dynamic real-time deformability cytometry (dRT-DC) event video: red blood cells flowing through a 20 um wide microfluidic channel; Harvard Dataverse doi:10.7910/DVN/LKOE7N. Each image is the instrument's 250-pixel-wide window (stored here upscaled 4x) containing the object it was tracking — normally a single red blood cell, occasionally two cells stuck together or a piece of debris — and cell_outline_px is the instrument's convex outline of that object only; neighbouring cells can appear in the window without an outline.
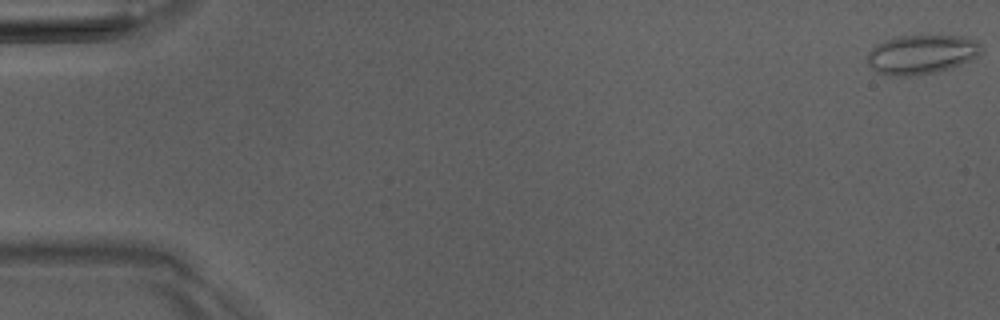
{"species": "Egyptian fruit bat (a non-hibernating species)", "species_latin": "Rousettus aegyptiacus", "temperature_condition": "room temperature", "stored_images_in_passage": 6, "camera_frame_rate_fps": 3000, "um_per_image_px": 0.085, "animal": {"sex": "male"}, "frame": {"image": 1, "passage_image": 1, "time_ms": 0.0, "image_size_px": [1000, 320], "cell_outline_px": [[980, 56], [960, 64], [936, 72], [916, 76], [888, 76], [876, 72], [868, 64], [868, 52], [876, 44], [884, 40], [896, 36], [968, 36], [976, 40], [980, 44]], "centroid_in_image_um": [78.31, 4.63], "position_along_channel_um": 6.7, "area_um2": 26.24}}